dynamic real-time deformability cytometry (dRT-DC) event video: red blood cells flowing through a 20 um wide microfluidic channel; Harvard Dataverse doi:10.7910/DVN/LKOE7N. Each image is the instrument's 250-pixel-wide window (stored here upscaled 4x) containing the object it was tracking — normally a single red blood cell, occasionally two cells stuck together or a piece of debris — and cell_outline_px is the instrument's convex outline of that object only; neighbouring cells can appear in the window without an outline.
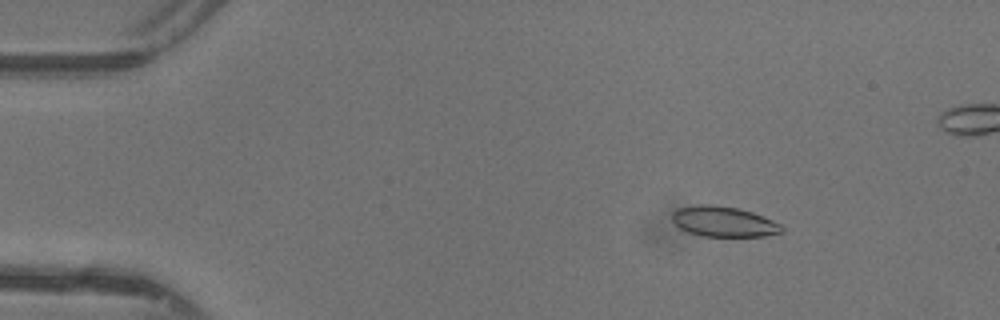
{"species": "common noctule bat (a hibernating species)", "species_latin": "Nyctalus noctula", "temperature_condition": "warm", "stored_images_in_passage": 44, "camera_frame_rate_fps": 3000, "um_per_image_px": 0.085, "animal": {"sex": "female"}, "frame": {"image": 1, "passage_image": 6, "time_ms": 1.667, "image_size_px": [1000, 320], "cell_outline_px": [[784, 232], [764, 236], [704, 236], [688, 232], [680, 228], [672, 220], [672, 212], [676, 208], [696, 204], [712, 204], [740, 208], [752, 212], [772, 220], [780, 224], [784, 228]], "centroid_in_image_um": [61.5, 18.82], "position_along_channel_um": 23.5, "area_um2": 19.54}}
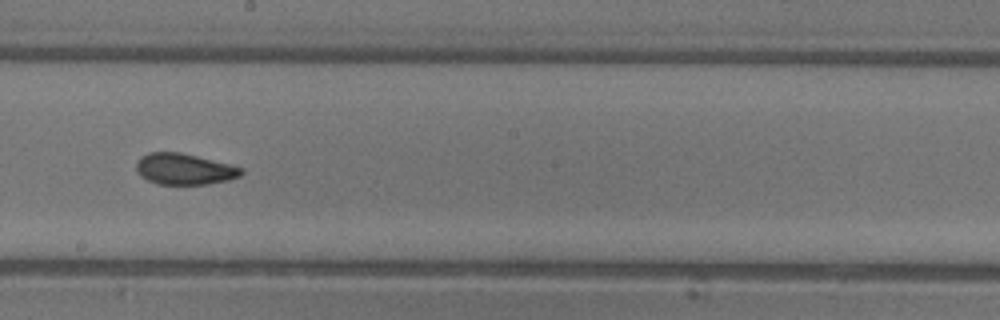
{"frame": {"image": 2, "passage_image": 26, "time_ms": 8.333, "image_size_px": [1000, 320], "cell_outline_px": [[244, 172], [240, 176], [228, 180], [208, 184], [156, 184], [140, 176], [136, 172], [136, 164], [140, 156], [148, 152], [180, 152], [244, 168]], "centroid_in_image_um": [15.64, 14.37], "position_along_channel_um": 232.6, "area_um2": 19.07}}
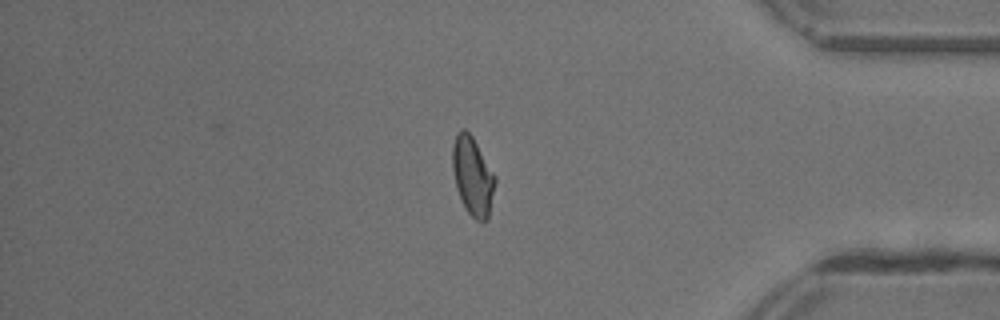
{"frame": {"image": 3, "passage_image": 39, "time_ms": 12.667, "image_size_px": [1000, 320], "cell_outline_px": [[496, 180], [488, 220], [476, 220], [468, 212], [456, 188], [452, 168], [452, 144], [456, 132], [460, 128], [464, 128], [472, 136], [496, 176]], "centroid_in_image_um": [40.16, 14.92], "position_along_channel_um": 395.0, "area_um2": 19.48}}